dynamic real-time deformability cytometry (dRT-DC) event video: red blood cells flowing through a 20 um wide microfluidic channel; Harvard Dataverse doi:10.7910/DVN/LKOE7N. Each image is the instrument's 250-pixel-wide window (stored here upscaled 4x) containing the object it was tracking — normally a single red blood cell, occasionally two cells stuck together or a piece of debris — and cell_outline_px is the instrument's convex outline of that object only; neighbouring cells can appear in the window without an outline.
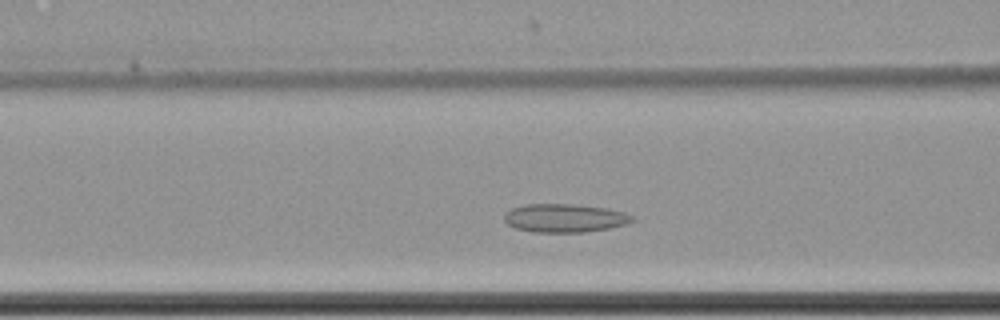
{"species": "common noctule bat (a hibernating species)", "species_latin": "Nyctalus noctula", "temperature_condition": "cold", "stored_images_in_passage": 43, "camera_frame_rate_fps": 3000, "um_per_image_px": 0.085, "animal": {"sex": "female", "body_mass_g": 22.7, "forearm_length_mm": 54.2}, "frame": {"image": 1, "passage_image": 15, "time_ms": 4.667, "image_size_px": [1000, 320], "cell_outline_px": [[632, 220], [624, 224], [608, 228], [584, 232], [532, 232], [516, 228], [508, 224], [504, 220], [504, 216], [512, 208], [524, 204], [572, 204], [608, 208], [624, 212], [632, 216]], "centroid_in_image_um": [47.96, 18.53], "position_along_channel_um": 118.6, "area_um2": 20.98}}
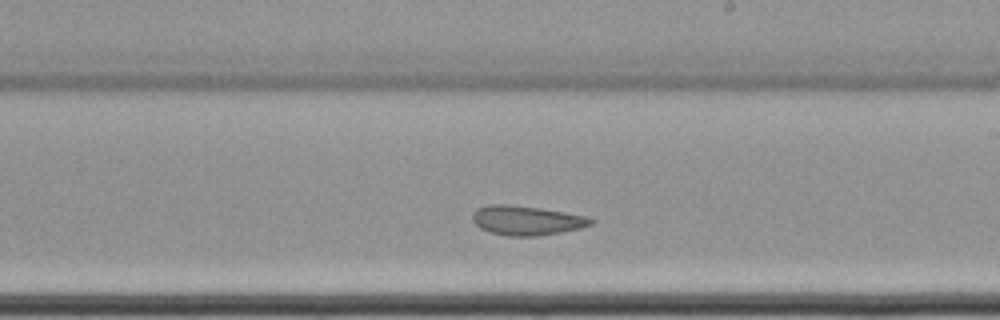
{"frame": {"image": 2, "passage_image": 26, "time_ms": 8.333, "image_size_px": [1000, 320], "cell_outline_px": [[592, 224], [580, 228], [560, 232], [536, 236], [508, 236], [492, 232], [480, 228], [472, 220], [472, 212], [476, 208], [488, 204], [504, 204], [540, 208], [588, 216], [592, 220]], "centroid_in_image_um": [44.72, 18.72], "position_along_channel_um": 244.3, "area_um2": 20.17}}
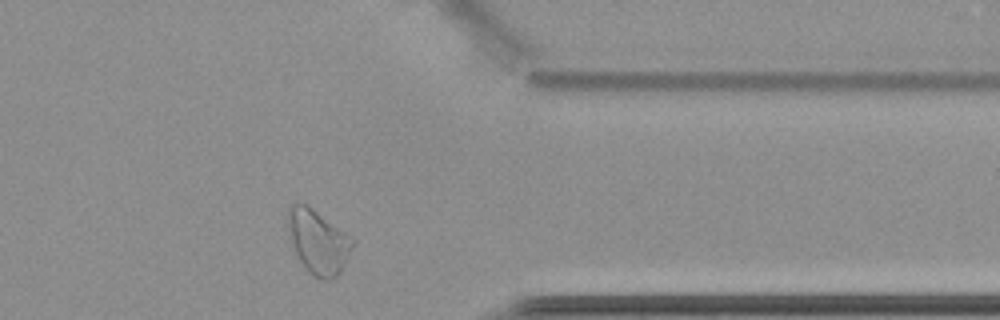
{"frame": {"image": 3, "passage_image": 39, "time_ms": 12.667, "image_size_px": [1000, 320], "cell_outline_px": [[356, 244], [340, 272], [332, 280], [324, 280], [312, 276], [308, 272], [300, 260], [296, 252], [292, 240], [288, 220], [288, 208], [292, 204], [308, 204], [356, 240]], "centroid_in_image_um": [27.1, 20.56], "position_along_channel_um": 384.3, "area_um2": 23.99}}